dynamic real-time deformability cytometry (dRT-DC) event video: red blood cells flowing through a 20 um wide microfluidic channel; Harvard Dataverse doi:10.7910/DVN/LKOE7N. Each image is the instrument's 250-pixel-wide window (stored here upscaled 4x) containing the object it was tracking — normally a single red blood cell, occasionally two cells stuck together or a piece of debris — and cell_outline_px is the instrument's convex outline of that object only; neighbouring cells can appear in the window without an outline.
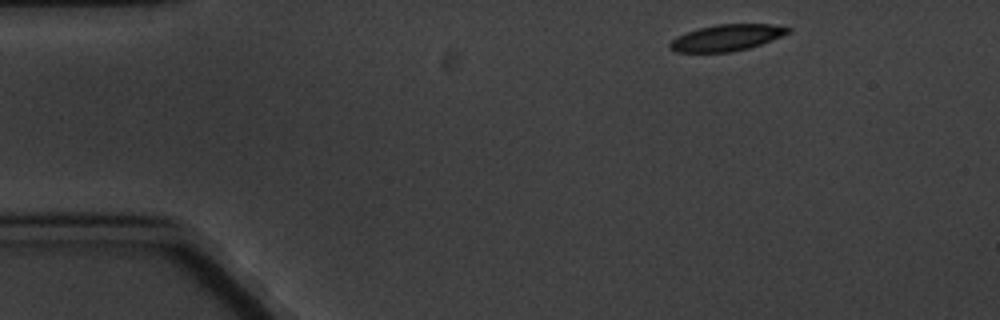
{"species": "common noctule bat (a hibernating species)", "species_latin": "Nyctalus noctula", "temperature_condition": "cold", "stored_images_in_passage": 3, "camera_frame_rate_fps": 3000, "um_per_image_px": 0.085, "animal": {"sex": "male", "body_mass_g": 20.1, "forearm_length_mm": 53.5}, "frame": {"image": 1, "passage_image": 1, "time_ms": 0.0, "image_size_px": [1000, 320], "cell_outline_px": [[792, 32], [760, 44], [748, 48], [732, 52], [676, 52], [668, 48], [668, 44], [676, 36], [700, 28], [716, 24], [772, 24], [792, 28]], "centroid_in_image_um": [61.77, 3.2], "position_along_channel_um": 23.2, "area_um2": 18.15}}